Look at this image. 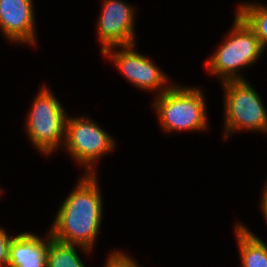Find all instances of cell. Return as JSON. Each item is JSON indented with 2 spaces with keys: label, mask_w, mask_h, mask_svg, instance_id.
Segmentation results:
<instances>
[{
  "label": "cell",
  "mask_w": 267,
  "mask_h": 267,
  "mask_svg": "<svg viewBox=\"0 0 267 267\" xmlns=\"http://www.w3.org/2000/svg\"><path fill=\"white\" fill-rule=\"evenodd\" d=\"M79 177L73 190L58 205L48 230L56 240L94 251L104 219L103 191L98 174L83 173Z\"/></svg>",
  "instance_id": "6da1fadb"
},
{
  "label": "cell",
  "mask_w": 267,
  "mask_h": 267,
  "mask_svg": "<svg viewBox=\"0 0 267 267\" xmlns=\"http://www.w3.org/2000/svg\"><path fill=\"white\" fill-rule=\"evenodd\" d=\"M201 86H187L175 82L150 105L156 113L162 132H197L209 130L207 101Z\"/></svg>",
  "instance_id": "7a4b0ae2"
},
{
  "label": "cell",
  "mask_w": 267,
  "mask_h": 267,
  "mask_svg": "<svg viewBox=\"0 0 267 267\" xmlns=\"http://www.w3.org/2000/svg\"><path fill=\"white\" fill-rule=\"evenodd\" d=\"M234 14V22L224 34V40L204 63L208 74L214 75L220 83L246 80L240 70L255 66L265 53L254 31L236 12Z\"/></svg>",
  "instance_id": "3957f363"
},
{
  "label": "cell",
  "mask_w": 267,
  "mask_h": 267,
  "mask_svg": "<svg viewBox=\"0 0 267 267\" xmlns=\"http://www.w3.org/2000/svg\"><path fill=\"white\" fill-rule=\"evenodd\" d=\"M47 85L43 84L33 98L24 121V132L33 149L49 158L64 145L69 113Z\"/></svg>",
  "instance_id": "277c9868"
},
{
  "label": "cell",
  "mask_w": 267,
  "mask_h": 267,
  "mask_svg": "<svg viewBox=\"0 0 267 267\" xmlns=\"http://www.w3.org/2000/svg\"><path fill=\"white\" fill-rule=\"evenodd\" d=\"M223 91V140L240 132L267 135V107L251 82L229 80L220 83Z\"/></svg>",
  "instance_id": "5b68a950"
},
{
  "label": "cell",
  "mask_w": 267,
  "mask_h": 267,
  "mask_svg": "<svg viewBox=\"0 0 267 267\" xmlns=\"http://www.w3.org/2000/svg\"><path fill=\"white\" fill-rule=\"evenodd\" d=\"M90 117L68 114L62 150L68 153L72 162L83 167L84 174H99L96 165L101 158L115 151L117 142Z\"/></svg>",
  "instance_id": "8992f818"
},
{
  "label": "cell",
  "mask_w": 267,
  "mask_h": 267,
  "mask_svg": "<svg viewBox=\"0 0 267 267\" xmlns=\"http://www.w3.org/2000/svg\"><path fill=\"white\" fill-rule=\"evenodd\" d=\"M101 55L139 91L155 92L154 96H158L175 83L152 58L137 51L136 43L109 47Z\"/></svg>",
  "instance_id": "52a82bcc"
},
{
  "label": "cell",
  "mask_w": 267,
  "mask_h": 267,
  "mask_svg": "<svg viewBox=\"0 0 267 267\" xmlns=\"http://www.w3.org/2000/svg\"><path fill=\"white\" fill-rule=\"evenodd\" d=\"M96 23L100 53L109 47L137 43L136 7L124 0H101Z\"/></svg>",
  "instance_id": "ba28073f"
},
{
  "label": "cell",
  "mask_w": 267,
  "mask_h": 267,
  "mask_svg": "<svg viewBox=\"0 0 267 267\" xmlns=\"http://www.w3.org/2000/svg\"><path fill=\"white\" fill-rule=\"evenodd\" d=\"M34 0H0V32L15 45H38Z\"/></svg>",
  "instance_id": "9c48e42d"
},
{
  "label": "cell",
  "mask_w": 267,
  "mask_h": 267,
  "mask_svg": "<svg viewBox=\"0 0 267 267\" xmlns=\"http://www.w3.org/2000/svg\"><path fill=\"white\" fill-rule=\"evenodd\" d=\"M14 234L9 248L8 265L10 267H47L49 230L44 237L29 230Z\"/></svg>",
  "instance_id": "30bf717a"
},
{
  "label": "cell",
  "mask_w": 267,
  "mask_h": 267,
  "mask_svg": "<svg viewBox=\"0 0 267 267\" xmlns=\"http://www.w3.org/2000/svg\"><path fill=\"white\" fill-rule=\"evenodd\" d=\"M234 236L239 251L240 267H267V243L247 225L234 223Z\"/></svg>",
  "instance_id": "8fae6325"
},
{
  "label": "cell",
  "mask_w": 267,
  "mask_h": 267,
  "mask_svg": "<svg viewBox=\"0 0 267 267\" xmlns=\"http://www.w3.org/2000/svg\"><path fill=\"white\" fill-rule=\"evenodd\" d=\"M80 250L83 255L88 254L87 256H91L92 252H95L80 245L56 240L49 232L47 267H88L85 265L82 256L79 254L81 253Z\"/></svg>",
  "instance_id": "7c38bea8"
},
{
  "label": "cell",
  "mask_w": 267,
  "mask_h": 267,
  "mask_svg": "<svg viewBox=\"0 0 267 267\" xmlns=\"http://www.w3.org/2000/svg\"><path fill=\"white\" fill-rule=\"evenodd\" d=\"M236 13L254 31L264 51L267 50V4L248 0L237 4Z\"/></svg>",
  "instance_id": "4fadbf2b"
},
{
  "label": "cell",
  "mask_w": 267,
  "mask_h": 267,
  "mask_svg": "<svg viewBox=\"0 0 267 267\" xmlns=\"http://www.w3.org/2000/svg\"><path fill=\"white\" fill-rule=\"evenodd\" d=\"M105 259L104 267H142V265L135 260L136 258L128 255L126 251L114 248L109 251Z\"/></svg>",
  "instance_id": "5bb4252c"
},
{
  "label": "cell",
  "mask_w": 267,
  "mask_h": 267,
  "mask_svg": "<svg viewBox=\"0 0 267 267\" xmlns=\"http://www.w3.org/2000/svg\"><path fill=\"white\" fill-rule=\"evenodd\" d=\"M13 236L3 226H0V267L8 266L9 248Z\"/></svg>",
  "instance_id": "9a60e30c"
},
{
  "label": "cell",
  "mask_w": 267,
  "mask_h": 267,
  "mask_svg": "<svg viewBox=\"0 0 267 267\" xmlns=\"http://www.w3.org/2000/svg\"><path fill=\"white\" fill-rule=\"evenodd\" d=\"M262 194L260 197V201H259V210L262 214V218L264 219V223L267 225V180H265L264 182V186H262V189H261Z\"/></svg>",
  "instance_id": "2e32d148"
},
{
  "label": "cell",
  "mask_w": 267,
  "mask_h": 267,
  "mask_svg": "<svg viewBox=\"0 0 267 267\" xmlns=\"http://www.w3.org/2000/svg\"><path fill=\"white\" fill-rule=\"evenodd\" d=\"M3 191H4V190H3V187L1 186V187H0V198H1V196L3 195Z\"/></svg>",
  "instance_id": "e0dca14e"
}]
</instances>
